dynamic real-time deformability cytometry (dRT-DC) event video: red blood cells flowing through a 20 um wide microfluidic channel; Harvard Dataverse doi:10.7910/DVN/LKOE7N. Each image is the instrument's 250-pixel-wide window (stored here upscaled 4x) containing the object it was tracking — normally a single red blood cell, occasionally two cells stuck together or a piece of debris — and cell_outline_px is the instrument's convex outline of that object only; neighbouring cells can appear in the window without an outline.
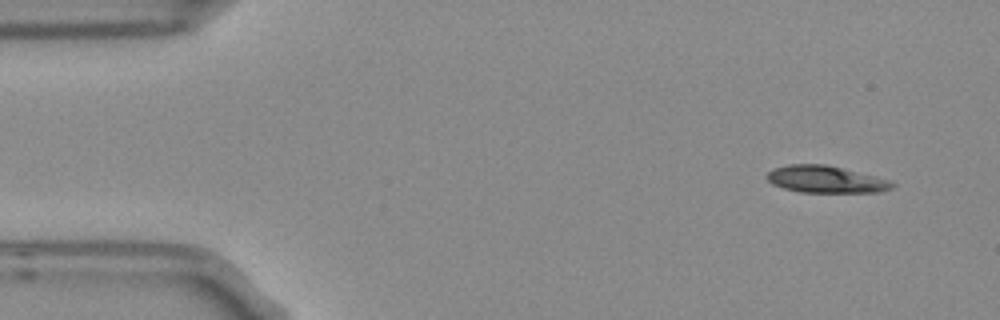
{"species": "Egyptian fruit bat (a non-hibernating species)", "species_latin": "Rousettus aegyptiacus", "temperature_condition": "room temperature", "stored_images_in_passage": 3, "camera_frame_rate_fps": 3000, "um_per_image_px": 0.085, "frame": {"image": 1, "passage_image": 1, "time_ms": 0.0, "image_size_px": [1000, 320], "cell_outline_px": [[896, 188], [880, 192], [800, 192], [784, 188], [772, 184], [768, 180], [768, 172], [772, 168], [788, 164], [824, 164], [888, 180], [896, 184]], "centroid_in_image_um": [70.18, 15.25], "position_along_channel_um": 14.8, "area_um2": 19.48}}